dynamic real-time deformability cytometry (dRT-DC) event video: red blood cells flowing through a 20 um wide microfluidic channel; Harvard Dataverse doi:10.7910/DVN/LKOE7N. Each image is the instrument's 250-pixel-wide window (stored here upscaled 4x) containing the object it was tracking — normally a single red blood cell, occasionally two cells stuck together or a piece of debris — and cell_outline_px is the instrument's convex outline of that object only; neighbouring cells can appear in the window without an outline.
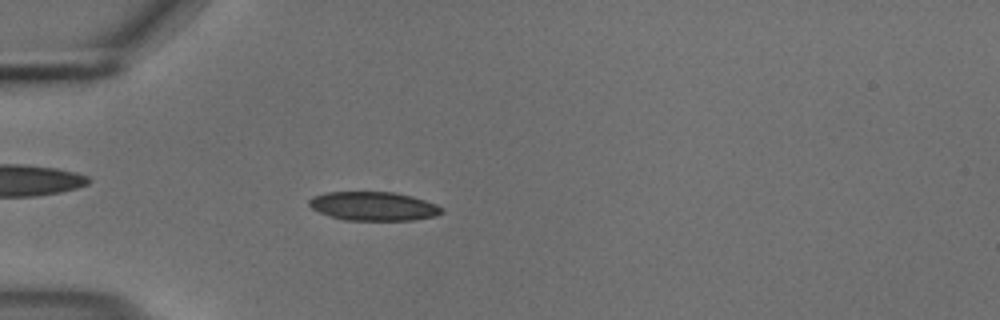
{"species": "common noctule bat (a hibernating species)", "species_latin": "Nyctalus noctula", "temperature_condition": "cold", "stored_images_in_passage": 51, "camera_frame_rate_fps": 3000, "um_per_image_px": 0.085, "animal": {"sex": "male", "body_mass_g": 18.8}, "frame": {"image": 1, "passage_image": 12, "time_ms": 3.667, "image_size_px": [1000, 320], "cell_outline_px": [[444, 212], [436, 216], [412, 220], [344, 220], [320, 212], [312, 208], [308, 204], [308, 200], [312, 196], [328, 192], [392, 192], [412, 196], [436, 204]], "centroid_in_image_um": [31.74, 17.52], "position_along_channel_um": 53.3, "area_um2": 22.14}}
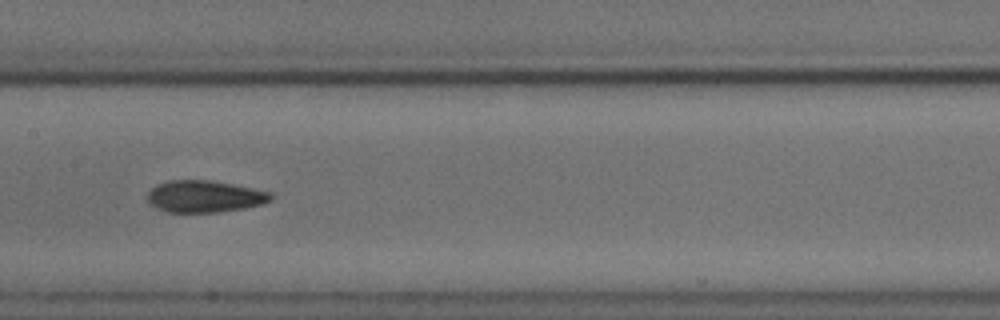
{"frame": {"image": 2, "passage_image": 24, "time_ms": 7.667, "image_size_px": [1000, 320], "cell_outline_px": [[272, 200], [260, 204], [244, 208], [216, 212], [168, 212], [156, 208], [148, 200], [148, 192], [156, 184], [168, 180], [212, 180], [272, 192]], "centroid_in_image_um": [17.38, 16.69], "position_along_channel_um": 190.0, "area_um2": 22.83}}
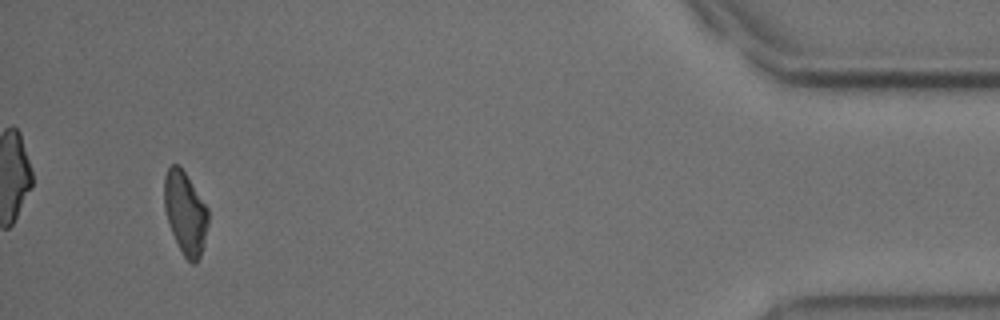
{"frame": {"image": 3, "passage_image": 48, "time_ms": 15.667, "image_size_px": [1000, 320], "cell_outline_px": [[208, 224], [204, 244], [200, 256], [196, 264], [192, 264], [184, 256], [172, 232], [164, 208], [164, 176], [168, 168], [172, 164], [176, 164], [184, 172], [208, 208]], "centroid_in_image_um": [15.75, 18.11], "position_along_channel_um": 419.4, "area_um2": 20.87}, "authors_computed_cell_mechanics": {"area_um2": 22.4264, "velocity_mm_per_s": 3.6948, "shape_relaxation_time_tau1_ms": 3.2685, "shape_relaxation_time_tau2_ms": 1.9241, "deformation_change_tau1": 0.1317, "deformation_change_tau2": 0.0594}}